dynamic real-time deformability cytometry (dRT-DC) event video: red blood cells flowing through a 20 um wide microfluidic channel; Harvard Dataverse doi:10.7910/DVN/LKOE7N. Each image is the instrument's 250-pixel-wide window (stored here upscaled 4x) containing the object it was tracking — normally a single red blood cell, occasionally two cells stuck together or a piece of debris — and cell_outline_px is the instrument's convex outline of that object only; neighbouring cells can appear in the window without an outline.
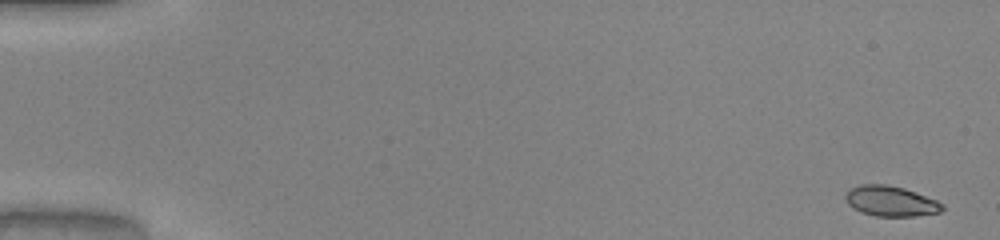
{"species": "common noctule bat (a hibernating species)", "species_latin": "Nyctalus noctula", "temperature_condition": "warm", "stored_images_in_passage": 51, "camera_frame_rate_fps": 3000, "um_per_image_px": 0.085, "animal": {"sex": "male", "body_mass_g": 20.0, "forearm_length_mm": 53.3}, "frame": {"image": 1, "passage_image": 1, "time_ms": 0.0, "image_size_px": [1000, 240], "cell_outline_px": [[944, 208], [940, 212], [916, 216], [876, 216], [860, 212], [852, 208], [848, 204], [844, 196], [852, 188], [860, 184], [888, 184], [904, 188], [936, 200], [944, 204]], "centroid_in_image_um": [75.71, 17.1], "position_along_channel_um": 9.3, "area_um2": 17.11}}
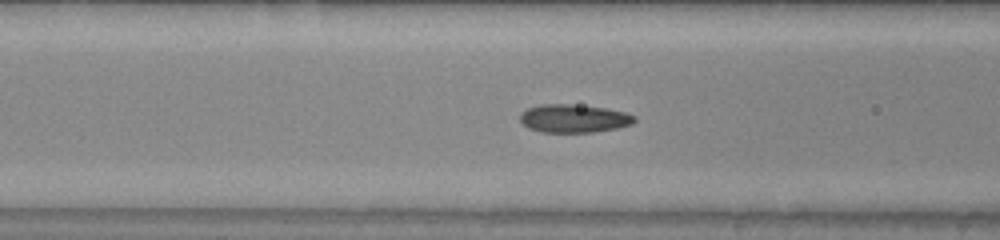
{"frame": {"image": 2, "passage_image": 21, "time_ms": 6.667, "image_size_px": [1000, 240], "cell_outline_px": [[636, 120], [632, 124], [616, 128], [592, 132], [540, 132], [528, 128], [520, 120], [520, 112], [528, 108], [540, 104], [572, 104], [604, 108], [624, 112], [636, 116]], "centroid_in_image_um": [48.75, 10.07], "position_along_channel_um": 117.8, "area_um2": 18.79}}
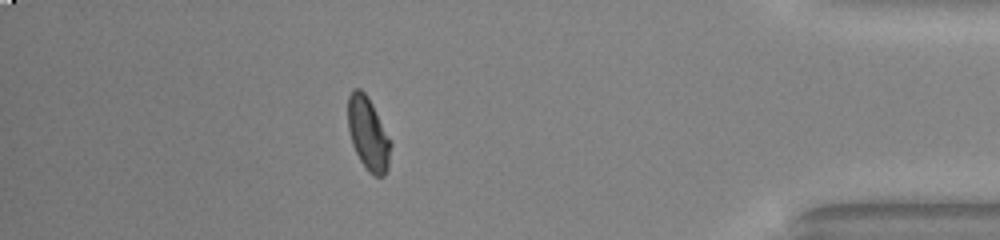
{"frame": {"image": 3, "passage_image": 45, "time_ms": 14.667, "image_size_px": [1000, 240], "cell_outline_px": [[392, 144], [388, 168], [384, 176], [372, 176], [368, 172], [360, 160], [352, 144], [348, 128], [348, 96], [352, 88], [360, 88], [368, 96]], "centroid_in_image_um": [31.29, 11.38], "position_along_channel_um": 403.9, "area_um2": 18.21}, "authors_computed_cell_mechanics": {"area_um2": 17.918, "velocity_mm_per_s": 4.0751, "shape_relaxation_time_tau1_ms": 3.2501, "shape_relaxation_time_tau2_ms": 1.3396, "deformation_change_tau1": 0.1647, "deformation_change_tau2": 0.0418}}